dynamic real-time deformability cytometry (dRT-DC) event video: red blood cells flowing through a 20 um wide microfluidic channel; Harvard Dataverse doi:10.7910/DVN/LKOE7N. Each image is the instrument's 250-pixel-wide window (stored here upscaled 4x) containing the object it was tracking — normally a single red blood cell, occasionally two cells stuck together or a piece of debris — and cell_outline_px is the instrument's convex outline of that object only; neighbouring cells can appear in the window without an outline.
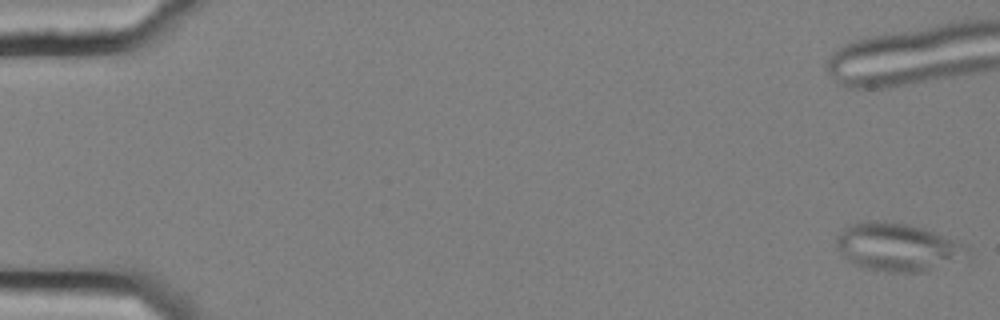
{"species": "common noctule bat (a hibernating species)", "species_latin": "Nyctalus noctula", "temperature_condition": "cold", "stored_images_in_passage": 17, "camera_frame_rate_fps": 3000, "um_per_image_px": 0.085, "animal": {"sex": "female", "body_mass_g": 25.1}, "frame": {"image": 1, "passage_image": 1, "time_ms": 0.0, "image_size_px": [1000, 320], "cell_outline_px": [[972, 252], [928, 272], [888, 272], [868, 268], [856, 264], [848, 260], [836, 248], [836, 236], [848, 224], [868, 220], [884, 220], [908, 224], [932, 232], [952, 240], [968, 248]], "centroid_in_image_um": [76.21, 20.99], "position_along_channel_um": 8.8, "area_um2": 36.13}}